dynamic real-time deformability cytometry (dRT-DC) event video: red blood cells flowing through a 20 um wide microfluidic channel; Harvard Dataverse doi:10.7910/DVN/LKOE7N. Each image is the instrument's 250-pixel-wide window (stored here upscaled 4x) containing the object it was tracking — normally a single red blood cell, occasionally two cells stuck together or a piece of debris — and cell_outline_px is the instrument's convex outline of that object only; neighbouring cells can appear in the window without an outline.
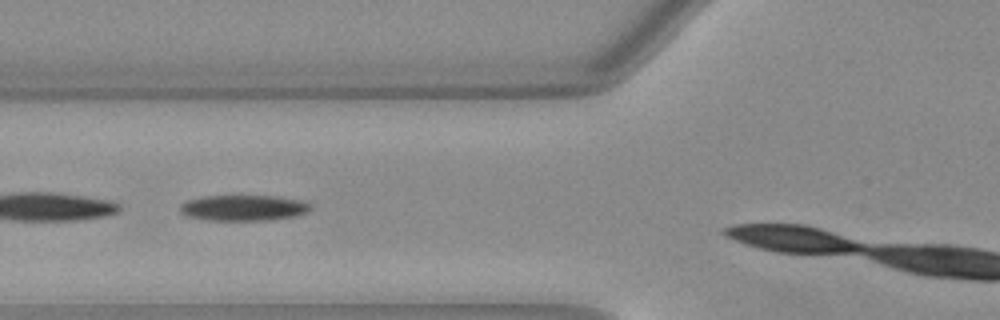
{"species": "Egyptian fruit bat (a non-hibernating species)", "species_latin": "Rousettus aegyptiacus", "temperature_condition": "warm", "stored_images_in_passage": 10, "segment_of_instrument_passage": [2, 2], "camera_frame_rate_fps": 3000, "um_per_image_px": 0.085, "animal": {"sex": "female"}, "frame": {"image": 1, "passage_image": 7, "time_ms": 2.0, "image_size_px": [1000, 320], "cell_outline_px": [[312, 208], [308, 212], [296, 216], [268, 220], [208, 220], [188, 216], [180, 212], [180, 204], [188, 200], [204, 196], [276, 196], [304, 200], [312, 204]], "centroid_in_image_um": [20.76, 17.66], "position_along_channel_um": 105.0, "area_um2": 19.71}}